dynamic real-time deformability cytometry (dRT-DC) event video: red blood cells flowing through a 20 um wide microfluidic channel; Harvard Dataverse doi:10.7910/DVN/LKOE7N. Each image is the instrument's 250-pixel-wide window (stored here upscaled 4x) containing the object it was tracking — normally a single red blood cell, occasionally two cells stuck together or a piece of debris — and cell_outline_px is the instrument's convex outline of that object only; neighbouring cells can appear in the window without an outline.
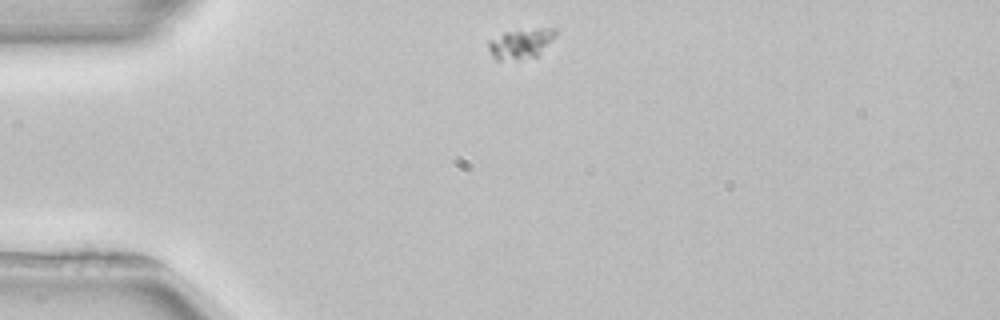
{"species": "common noctule bat (a hibernating species)", "species_latin": "Nyctalus noctula", "temperature_condition": "room temperature", "stored_images_in_passage": 43, "camera_frame_rate_fps": 3000, "um_per_image_px": 0.085, "animal": {"sex": "female", "body_mass_g": 22.7, "forearm_length_mm": 54.2}, "frame": {"image": 1, "passage_image": 1, "time_ms": 0.0, "image_size_px": [1000, 320], "cell_outline_px": [[556, 36], [536, 56], [500, 60], [496, 60], [492, 56], [488, 48], [488, 40], [504, 32], [540, 28], [556, 28]], "centroid_in_image_um": [44.24, 3.68], "position_along_channel_um": 40.8, "area_um2": 11.44}}